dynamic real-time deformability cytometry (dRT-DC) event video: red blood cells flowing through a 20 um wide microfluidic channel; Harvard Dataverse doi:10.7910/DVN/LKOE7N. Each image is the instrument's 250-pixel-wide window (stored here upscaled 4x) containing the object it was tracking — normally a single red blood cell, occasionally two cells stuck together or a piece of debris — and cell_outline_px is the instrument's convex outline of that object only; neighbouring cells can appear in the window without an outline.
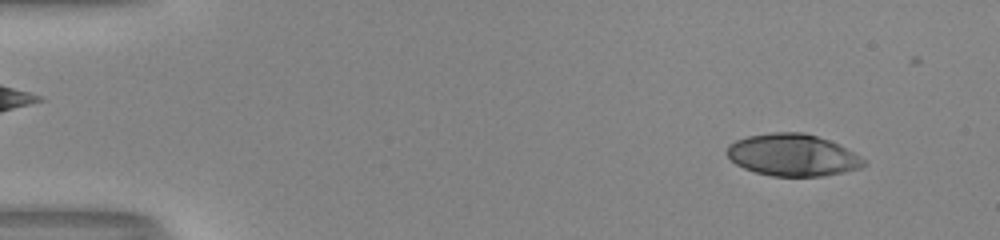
{"species": "human", "species_latin": "Homo sapiens", "temperature_condition": "room temperature", "stored_images_in_passage": 49, "camera_frame_rate_fps": 3000, "um_per_image_px": 0.085, "donor": {"sex": "male"}, "frame": {"image": 1, "passage_image": 2, "time_ms": 0.333, "image_size_px": [1000, 240], "cell_outline_px": [[868, 164], [860, 168], [820, 176], [772, 176], [756, 172], [744, 168], [736, 164], [728, 156], [728, 144], [736, 140], [748, 136], [772, 132], [804, 132], [828, 140], [852, 152], [864, 160]], "centroid_in_image_um": [67.34, 13.17], "position_along_channel_um": 17.7, "area_um2": 33.0}}
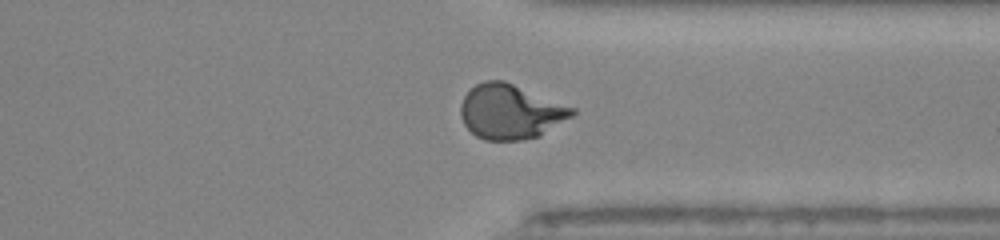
{"frame": {"image": 2, "passage_image": 37, "time_ms": 12.0, "image_size_px": [1000, 240], "cell_outline_px": [[576, 112], [572, 116], [540, 136], [520, 140], [484, 140], [476, 136], [464, 124], [460, 116], [460, 104], [464, 96], [476, 84], [484, 80], [504, 80], [576, 108]], "centroid_in_image_um": [43.38, 9.49], "position_along_channel_um": 368.0, "area_um2": 35.6}}
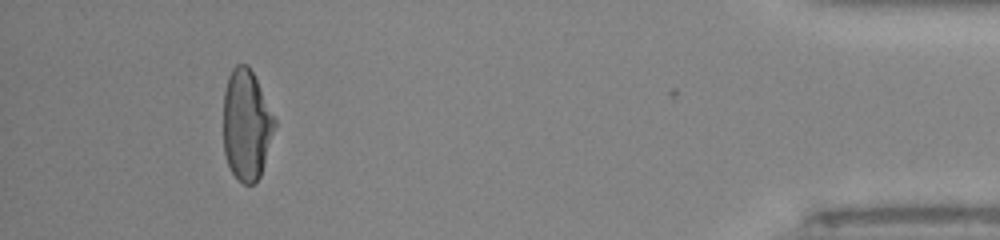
{"frame": {"image": 3, "passage_image": 45, "time_ms": 14.667, "image_size_px": [1000, 240], "cell_outline_px": [[276, 124], [260, 176], [252, 184], [244, 184], [232, 172], [228, 164], [224, 152], [224, 92], [228, 76], [232, 68], [236, 64], [248, 64], [276, 120]], "centroid_in_image_um": [20.94, 10.6], "position_along_channel_um": 414.3, "area_um2": 32.66}, "authors_computed_cell_mechanics": {"area_um2": 34.5644, "velocity_mm_per_s": 4.0826, "shape_relaxation_time_tau1_ms": 6.5281, "shape_relaxation_time_tau2_ms": 1.0552, "deformation_change_tau1": 0.2701, "deformation_change_tau2": 0.053}}